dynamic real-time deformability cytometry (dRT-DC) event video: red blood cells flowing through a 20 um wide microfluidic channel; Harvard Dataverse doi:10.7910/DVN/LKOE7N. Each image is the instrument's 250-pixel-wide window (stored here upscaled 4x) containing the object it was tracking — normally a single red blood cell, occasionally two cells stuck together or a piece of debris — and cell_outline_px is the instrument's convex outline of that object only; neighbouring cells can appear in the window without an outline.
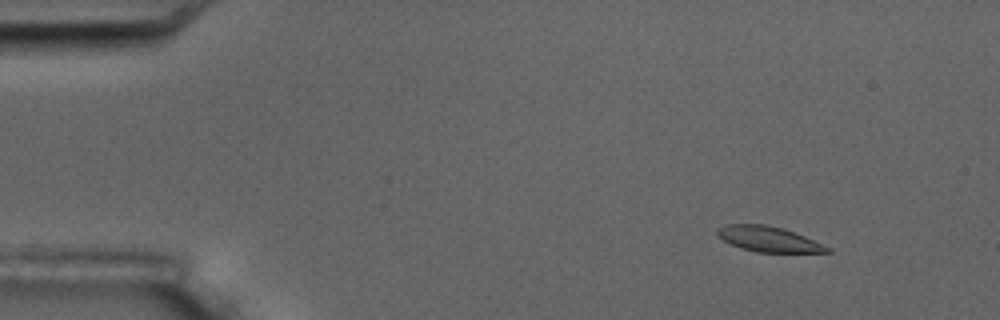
{"species": "common noctule bat (a hibernating species)", "species_latin": "Nyctalus noctula", "temperature_condition": "room temperature", "stored_images_in_passage": 5, "camera_frame_rate_fps": 3000, "um_per_image_px": 0.085, "animal": {"sex": "male", "body_mass_g": 17.5, "forearm_length_mm": 52.3}, "frame": {"image": 1, "passage_image": 2, "time_ms": 1.0, "image_size_px": [1000, 320], "cell_outline_px": [[832, 252], [756, 252], [740, 248], [716, 236], [716, 232], [720, 228], [728, 224], [764, 224], [780, 228], [804, 236], [832, 248]], "centroid_in_image_um": [65.32, 20.33], "position_along_channel_um": 19.7, "area_um2": 15.95}}
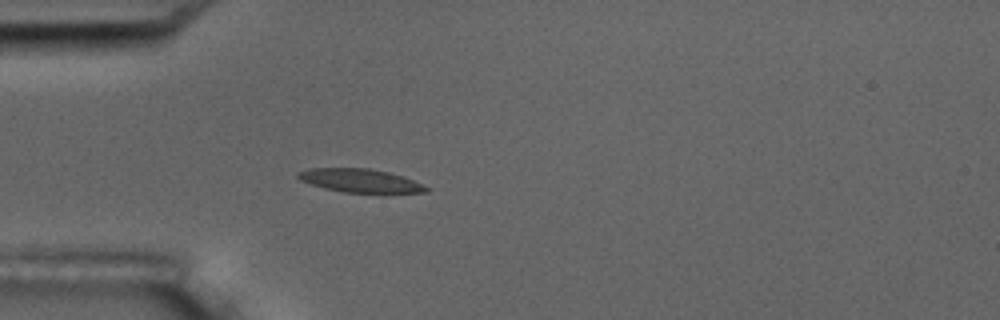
{"frame": {"image": 2, "passage_image": 5, "time_ms": 4.333, "image_size_px": [1000, 320], "cell_outline_px": [[428, 192], [344, 192], [324, 188], [300, 180], [296, 176], [296, 172], [312, 168], [368, 168], [388, 172], [404, 176], [428, 188]], "centroid_in_image_um": [30.55, 15.34], "position_along_channel_um": 54.4, "area_um2": 17.17}}